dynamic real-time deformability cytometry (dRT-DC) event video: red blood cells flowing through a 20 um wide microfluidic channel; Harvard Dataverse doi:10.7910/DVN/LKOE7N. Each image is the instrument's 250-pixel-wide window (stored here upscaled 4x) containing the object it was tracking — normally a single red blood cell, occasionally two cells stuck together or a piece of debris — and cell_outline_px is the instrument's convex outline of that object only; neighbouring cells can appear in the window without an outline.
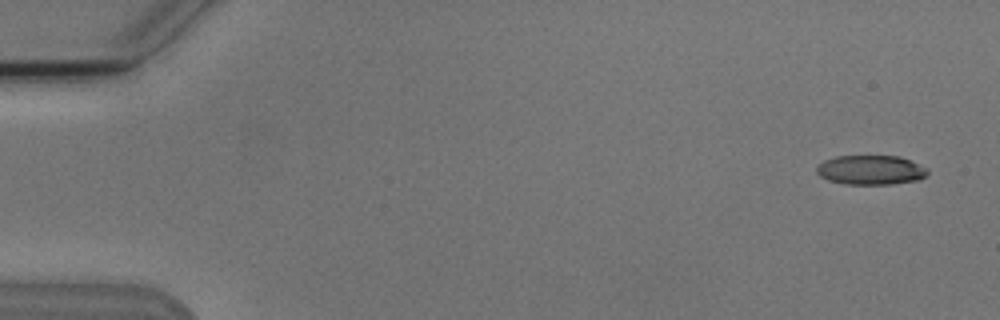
{"species": "Egyptian fruit bat (a non-hibernating species)", "species_latin": "Rousettus aegyptiacus", "temperature_condition": "cold", "stored_images_in_passage": 5, "camera_frame_rate_fps": 3000, "um_per_image_px": 0.085, "animal": {"sex": "male"}, "frame": {"image": 1, "passage_image": 1, "time_ms": 0.0, "image_size_px": [1000, 320], "cell_outline_px": [[928, 172], [920, 180], [892, 184], [844, 184], [828, 180], [820, 176], [816, 172], [816, 168], [824, 160], [836, 156], [900, 156], [928, 168]], "centroid_in_image_um": [74.02, 14.45], "position_along_channel_um": 11.0, "area_um2": 19.07}}